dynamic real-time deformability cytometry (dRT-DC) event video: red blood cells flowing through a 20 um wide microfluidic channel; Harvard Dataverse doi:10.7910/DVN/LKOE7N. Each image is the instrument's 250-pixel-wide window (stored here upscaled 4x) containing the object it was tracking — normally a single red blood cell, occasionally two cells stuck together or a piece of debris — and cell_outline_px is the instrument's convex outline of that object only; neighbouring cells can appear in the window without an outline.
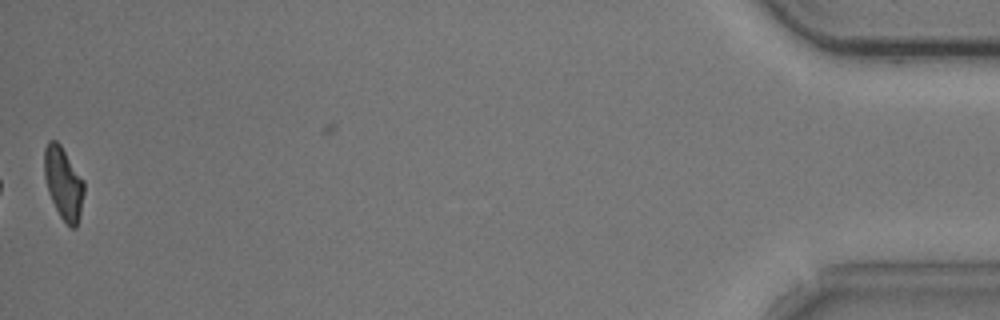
{"species": "common noctule bat (a hibernating species)", "species_latin": "Nyctalus noctula", "temperature_condition": "cold", "stored_images_in_passage": 39, "camera_frame_rate_fps": 3000, "um_per_image_px": 0.085, "animal": {"sex": "male", "body_mass_g": 20.5, "forearm_length_mm": 52.5}, "frame": {"image": 1, "passage_image": 38, "time_ms": 12.333, "image_size_px": [1000, 320], "cell_outline_px": [[84, 192], [80, 212], [76, 228], [72, 228], [60, 216], [48, 192], [44, 176], [44, 148], [48, 140], [56, 140], [60, 144], [84, 180]], "centroid_in_image_um": [5.38, 15.53], "position_along_channel_um": 429.8, "area_um2": 16.59}, "authors_computed_cell_mechanics": {"area_um2": 18.496, "velocity_mm_per_s": 3.7349, "shape_relaxation_time_tau1_ms": 5.6663, "shape_relaxation_time_tau2_ms": null, "deformation_change_tau1": 0.1396, "deformation_change_tau2": null}}